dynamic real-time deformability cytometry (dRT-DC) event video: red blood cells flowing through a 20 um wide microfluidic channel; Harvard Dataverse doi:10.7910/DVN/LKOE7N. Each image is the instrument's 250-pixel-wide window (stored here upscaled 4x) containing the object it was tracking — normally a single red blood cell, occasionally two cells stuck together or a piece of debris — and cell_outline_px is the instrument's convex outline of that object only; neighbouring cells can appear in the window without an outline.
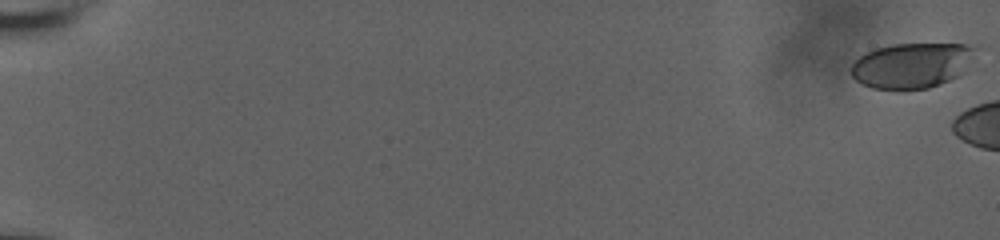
{"species": "human", "species_latin": "Homo sapiens", "temperature_condition": "room temperature", "stored_images_in_passage": 8, "camera_frame_rate_fps": 3000, "um_per_image_px": 0.085, "donor": {"sex": "male"}, "frame": {"image": 1, "passage_image": 1, "time_ms": 0.0, "image_size_px": [1000, 240], "cell_outline_px": [[972, 48], [960, 72], [956, 76], [940, 84], [928, 88], [872, 88], [856, 80], [852, 76], [848, 68], [864, 52], [876, 48], [892, 44], [964, 44]], "centroid_in_image_um": [77.33, 5.55], "position_along_channel_um": 7.7, "area_um2": 31.56}}